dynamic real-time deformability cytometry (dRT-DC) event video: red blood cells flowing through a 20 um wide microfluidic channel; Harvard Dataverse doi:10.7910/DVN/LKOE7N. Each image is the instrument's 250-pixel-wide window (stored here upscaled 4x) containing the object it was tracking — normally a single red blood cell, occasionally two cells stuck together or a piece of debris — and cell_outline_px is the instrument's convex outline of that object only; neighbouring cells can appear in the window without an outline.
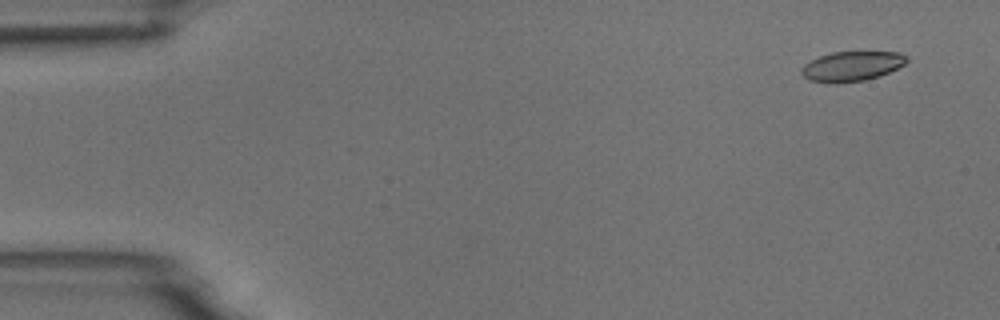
{"species": "common noctule bat (a hibernating species)", "species_latin": "Nyctalus noctula", "temperature_condition": "room temperature", "stored_images_in_passage": 4, "camera_frame_rate_fps": 3000, "um_per_image_px": 0.085, "animal": {"sex": "male", "body_mass_g": 18.8}, "frame": {"image": 1, "passage_image": 1, "time_ms": 0.0, "image_size_px": [1000, 320], "cell_outline_px": [[908, 60], [904, 64], [880, 76], [864, 80], [836, 84], [832, 84], [808, 80], [800, 72], [800, 68], [804, 64], [820, 56], [832, 52], [900, 52], [908, 56]], "centroid_in_image_um": [72.38, 5.64], "position_along_channel_um": 12.6, "area_um2": 18.38}}
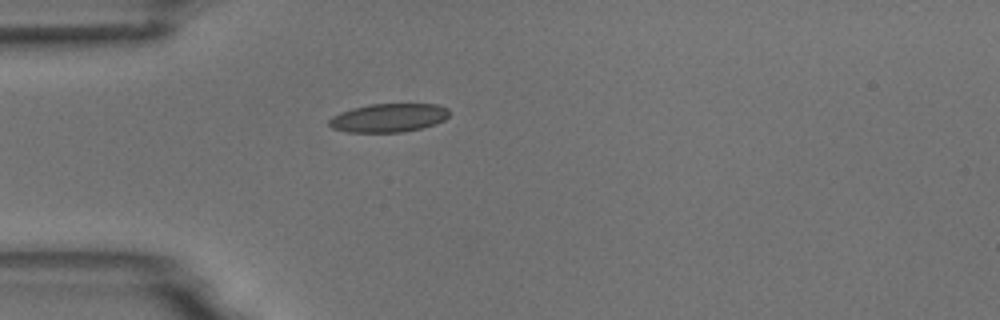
{"frame": {"image": 2, "passage_image": 4, "time_ms": 4.0, "image_size_px": [1000, 320], "cell_outline_px": [[448, 116], [444, 120], [436, 124], [424, 128], [404, 132], [348, 132], [332, 128], [328, 124], [328, 120], [332, 116], [340, 112], [352, 108], [372, 104], [436, 104], [448, 108]], "centroid_in_image_um": [33.03, 10.02], "position_along_channel_um": 52.0, "area_um2": 20.11}}